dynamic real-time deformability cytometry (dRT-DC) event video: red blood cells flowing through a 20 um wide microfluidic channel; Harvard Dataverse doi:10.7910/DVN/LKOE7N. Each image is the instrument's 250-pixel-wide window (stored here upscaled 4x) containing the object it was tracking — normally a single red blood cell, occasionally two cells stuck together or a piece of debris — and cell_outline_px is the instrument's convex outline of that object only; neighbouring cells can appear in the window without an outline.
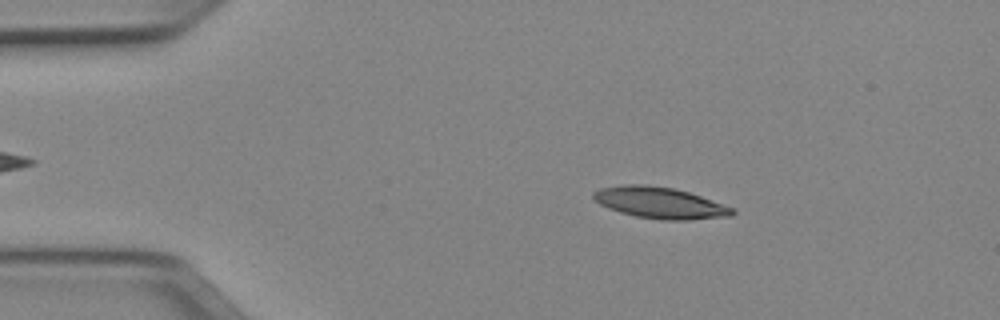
{"species": "Egyptian fruit bat (a non-hibernating species)", "species_latin": "Rousettus aegyptiacus", "temperature_condition": "cold", "stored_images_in_passage": 48, "camera_frame_rate_fps": 3000, "um_per_image_px": 0.085, "animal": {"sex": "female"}, "frame": {"image": 1, "passage_image": 6, "time_ms": 1.667, "image_size_px": [1000, 320], "cell_outline_px": [[736, 212], [732, 216], [688, 220], [664, 220], [636, 216], [620, 212], [608, 208], [600, 204], [592, 196], [592, 192], [600, 188], [624, 184], [644, 184], [672, 188], [688, 192], [736, 208]], "centroid_in_image_um": [56.11, 17.24], "position_along_channel_um": 28.9, "area_um2": 25.37}}
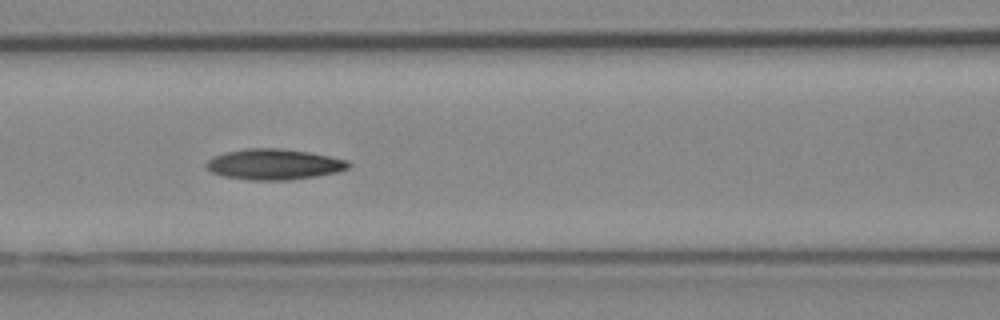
{"frame": {"image": 2, "passage_image": 19, "time_ms": 6.0, "image_size_px": [1000, 320], "cell_outline_px": [[352, 164], [348, 168], [336, 172], [316, 176], [288, 180], [252, 180], [224, 176], [212, 172], [204, 168], [204, 164], [212, 156], [224, 152], [244, 148], [280, 148], [308, 152], [348, 160]], "centroid_in_image_um": [23.25, 13.96], "position_along_channel_um": 143.4, "area_um2": 25.55}}
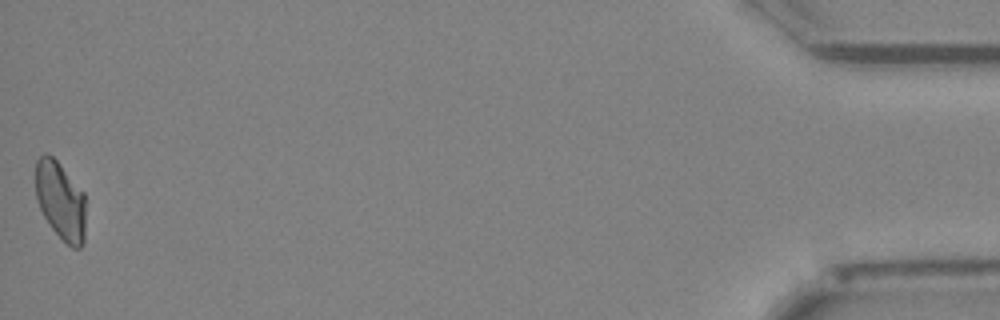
{"frame": {"image": 3, "passage_image": 48, "time_ms": 15.667, "image_size_px": [1000, 320], "cell_outline_px": [[84, 244], [80, 248], [72, 248], [52, 228], [44, 216], [36, 200], [36, 160], [44, 152], [48, 152], [60, 164], [84, 192]], "centroid_in_image_um": [5.13, 17.03], "position_along_channel_um": 430.1, "area_um2": 22.72}, "authors_computed_cell_mechanics": {"area_um2": 24.2471, "velocity_mm_per_s": 3.9486, "shape_relaxation_time_tau1_ms": 7.2277, "shape_relaxation_time_tau2_ms": null, "deformation_change_tau1": 0.1622, "deformation_change_tau2": null}}